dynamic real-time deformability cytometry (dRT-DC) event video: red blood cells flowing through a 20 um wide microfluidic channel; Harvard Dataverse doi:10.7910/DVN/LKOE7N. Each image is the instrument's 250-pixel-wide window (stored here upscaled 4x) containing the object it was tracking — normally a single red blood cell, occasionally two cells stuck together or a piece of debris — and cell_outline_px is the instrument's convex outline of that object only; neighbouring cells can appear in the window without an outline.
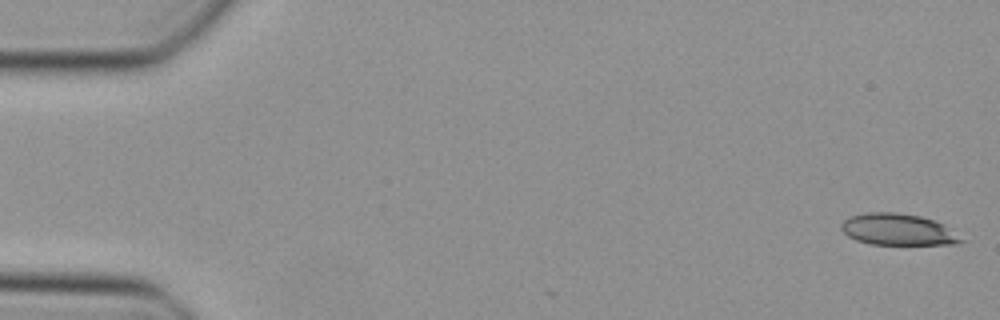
{"species": "Egyptian fruit bat (a non-hibernating species)", "species_latin": "Rousettus aegyptiacus", "temperature_condition": "cold", "stored_images_in_passage": 3, "camera_frame_rate_fps": 3000, "um_per_image_px": 0.085, "animal": {"sex": "female"}, "frame": {"image": 1, "passage_image": 1, "time_ms": 0.0, "image_size_px": [1000, 320], "cell_outline_px": [[964, 240], [956, 244], [872, 244], [856, 240], [848, 236], [840, 228], [840, 224], [844, 220], [852, 216], [868, 212], [896, 212], [920, 216], [944, 224]], "centroid_in_image_um": [76.3, 19.5], "position_along_channel_um": 8.7, "area_um2": 21.79}}